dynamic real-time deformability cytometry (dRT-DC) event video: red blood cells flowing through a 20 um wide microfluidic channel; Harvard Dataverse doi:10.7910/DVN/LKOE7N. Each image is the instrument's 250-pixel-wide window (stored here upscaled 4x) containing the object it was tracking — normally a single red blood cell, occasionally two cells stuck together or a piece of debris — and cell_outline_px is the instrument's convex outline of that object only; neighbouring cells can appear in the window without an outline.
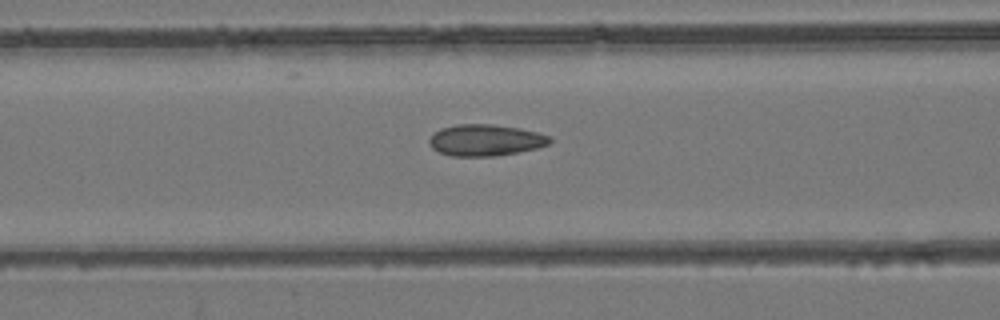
{"species": "common noctule bat (a hibernating species)", "species_latin": "Nyctalus noctula", "temperature_condition": "room temperature", "stored_images_in_passage": 53, "camera_frame_rate_fps": 3000, "um_per_image_px": 0.085, "animal": {"sex": "female", "body_mass_g": 24.6, "forearm_length_mm": 56.2}, "frame": {"image": 1, "passage_image": 22, "time_ms": 7.0, "image_size_px": [1000, 320], "cell_outline_px": [[552, 140], [548, 144], [536, 148], [496, 156], [452, 156], [440, 152], [432, 148], [428, 144], [428, 140], [440, 128], [456, 124], [492, 124], [520, 128], [552, 136]], "centroid_in_image_um": [41.26, 11.9], "position_along_channel_um": 125.3, "area_um2": 22.08}}
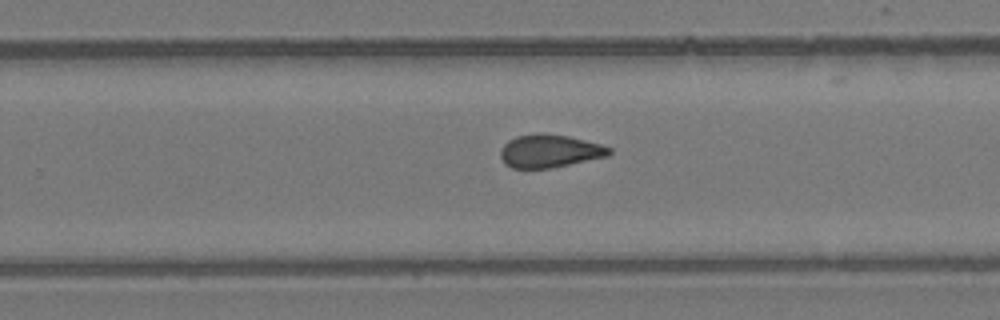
{"frame": {"image": 2, "passage_image": 34, "time_ms": 11.0, "image_size_px": [1000, 320], "cell_outline_px": [[612, 152], [608, 156], [552, 168], [512, 168], [504, 164], [500, 156], [500, 148], [508, 140], [516, 136], [536, 132], [540, 132], [568, 136], [600, 144], [612, 148]], "centroid_in_image_um": [46.69, 12.83], "position_along_channel_um": 283.1, "area_um2": 21.15}}
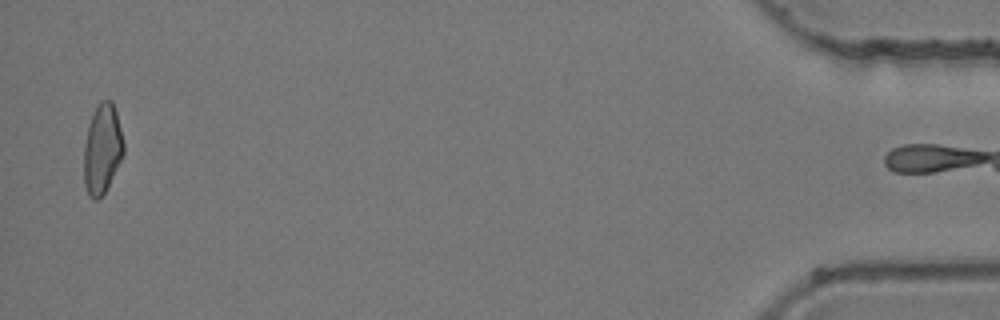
{"frame": {"image": 3, "passage_image": 52, "time_ms": 17.0, "image_size_px": [1000, 320], "cell_outline_px": [[124, 152], [104, 192], [96, 200], [92, 200], [88, 196], [84, 184], [84, 148], [88, 128], [92, 116], [100, 100], [112, 100], [116, 112], [124, 144]], "centroid_in_image_um": [8.68, 12.67], "position_along_channel_um": 426.5, "area_um2": 20.29}}